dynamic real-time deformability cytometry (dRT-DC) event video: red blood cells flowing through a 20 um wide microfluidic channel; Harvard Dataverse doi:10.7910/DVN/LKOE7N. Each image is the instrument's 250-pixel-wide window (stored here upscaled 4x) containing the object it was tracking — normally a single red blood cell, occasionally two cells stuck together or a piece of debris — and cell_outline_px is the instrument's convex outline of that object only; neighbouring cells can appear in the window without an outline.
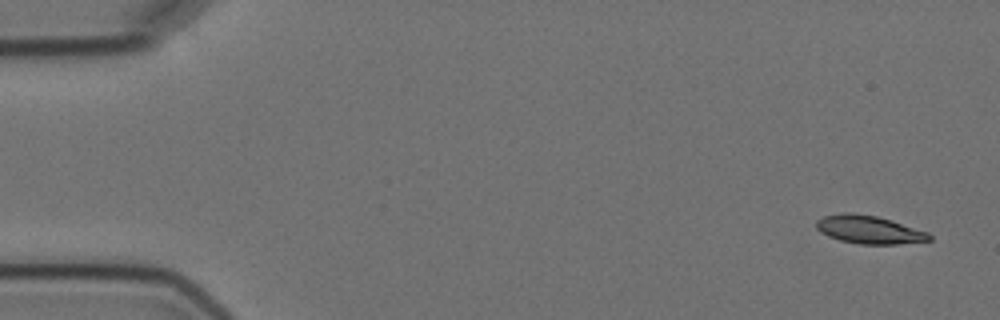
{"species": "Egyptian fruit bat (a non-hibernating species)", "species_latin": "Rousettus aegyptiacus", "temperature_condition": "cold", "stored_images_in_passage": 5, "camera_frame_rate_fps": 3000, "um_per_image_px": 0.085, "animal": {"sex": "female"}, "frame": {"image": 1, "passage_image": 1, "time_ms": 0.0, "image_size_px": [1000, 320], "cell_outline_px": [[932, 240], [896, 244], [860, 244], [840, 240], [828, 236], [820, 232], [816, 228], [816, 220], [824, 216], [844, 212], [852, 212], [876, 216], [892, 220], [928, 232], [932, 236]], "centroid_in_image_um": [73.86, 19.51], "position_along_channel_um": 11.1, "area_um2": 18.55}}
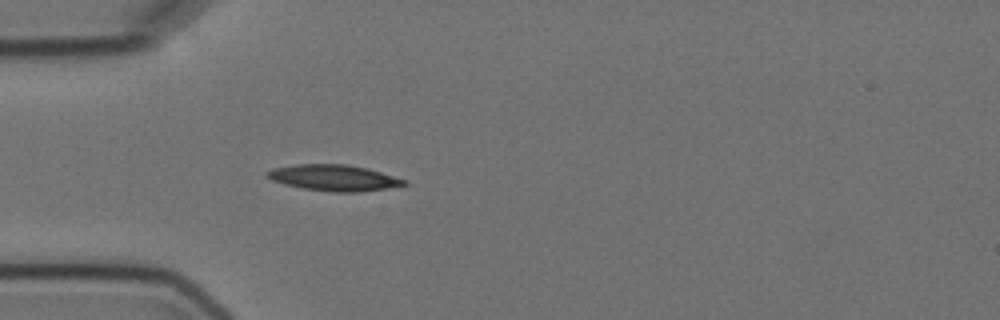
{"frame": {"image": 2, "passage_image": 5, "time_ms": 4.667, "image_size_px": [1000, 320], "cell_outline_px": [[408, 184], [388, 188], [360, 192], [332, 192], [304, 188], [284, 184], [272, 180], [264, 176], [264, 172], [272, 168], [296, 164], [348, 164], [368, 168], [408, 180]], "centroid_in_image_um": [28.38, 15.1], "position_along_channel_um": 56.6, "area_um2": 21.04}}